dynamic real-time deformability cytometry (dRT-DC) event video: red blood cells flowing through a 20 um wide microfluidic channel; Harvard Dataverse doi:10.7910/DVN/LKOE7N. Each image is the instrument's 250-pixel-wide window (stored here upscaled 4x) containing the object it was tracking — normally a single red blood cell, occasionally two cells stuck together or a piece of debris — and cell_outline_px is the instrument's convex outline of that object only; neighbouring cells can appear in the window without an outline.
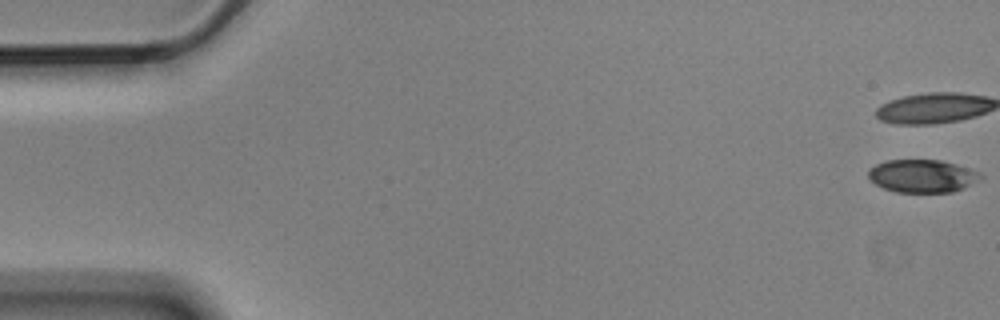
{"species": "Egyptian fruit bat (a non-hibernating species)", "species_latin": "Rousettus aegyptiacus", "temperature_condition": "cold", "stored_images_in_passage": 7, "camera_frame_rate_fps": 3000, "um_per_image_px": 0.085, "animal": {"sex": "male"}, "frame": {"image": 1, "passage_image": 1, "time_ms": 0.0, "image_size_px": [1000, 320], "cell_outline_px": [[984, 176], [980, 180], [964, 188], [952, 192], [896, 192], [884, 188], [876, 184], [868, 176], [868, 168], [876, 164], [888, 160], [940, 160], [956, 164], [980, 172]], "centroid_in_image_um": [78.42, 14.96], "position_along_channel_um": 6.6, "area_um2": 21.56}}